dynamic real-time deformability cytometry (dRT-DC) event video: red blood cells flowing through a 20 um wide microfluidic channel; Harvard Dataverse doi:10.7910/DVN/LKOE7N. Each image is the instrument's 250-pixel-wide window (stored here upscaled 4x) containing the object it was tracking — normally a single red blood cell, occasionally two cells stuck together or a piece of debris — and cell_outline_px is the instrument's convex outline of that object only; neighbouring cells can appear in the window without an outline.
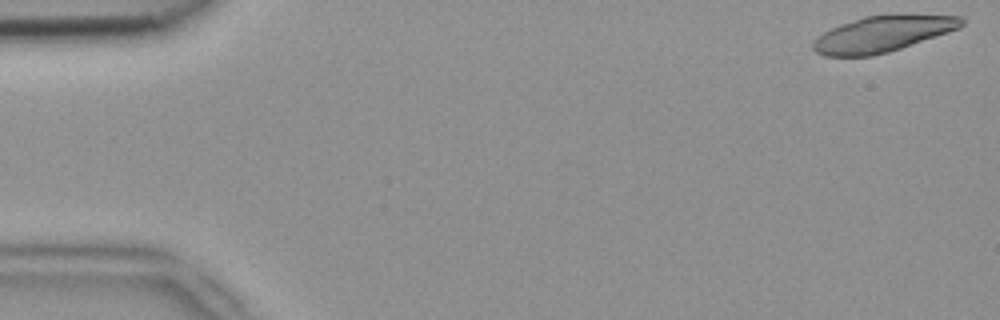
{"species": "common noctule bat (a hibernating species)", "species_latin": "Nyctalus noctula", "temperature_condition": "room temperature", "stored_images_in_passage": 51, "camera_frame_rate_fps": 3000, "um_per_image_px": 0.085, "animal": {"sex": "female", "body_mass_g": 18.4}, "frame": {"image": 1, "passage_image": 1, "time_ms": 0.0, "image_size_px": [1000, 320], "cell_outline_px": [[964, 24], [960, 28], [888, 52], [872, 56], [824, 56], [816, 52], [812, 48], [812, 44], [824, 32], [840, 24], [864, 16], [896, 12], [960, 16], [964, 20]], "centroid_in_image_um": [75.07, 2.84], "position_along_channel_um": 9.9, "area_um2": 31.56}}
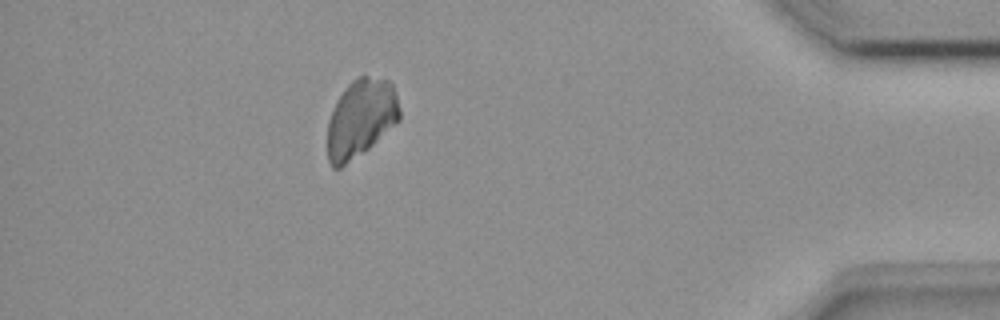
{"frame": {"image": 2, "passage_image": 45, "time_ms": 14.667, "image_size_px": [1000, 320], "cell_outline_px": [[400, 120], [396, 124], [368, 148], [340, 168], [332, 168], [328, 160], [328, 120], [332, 108], [336, 100], [344, 88], [356, 76], [368, 76], [388, 80], [392, 84], [400, 108]], "centroid_in_image_um": [30.65, 10.04], "position_along_channel_um": 404.5, "area_um2": 32.83}}